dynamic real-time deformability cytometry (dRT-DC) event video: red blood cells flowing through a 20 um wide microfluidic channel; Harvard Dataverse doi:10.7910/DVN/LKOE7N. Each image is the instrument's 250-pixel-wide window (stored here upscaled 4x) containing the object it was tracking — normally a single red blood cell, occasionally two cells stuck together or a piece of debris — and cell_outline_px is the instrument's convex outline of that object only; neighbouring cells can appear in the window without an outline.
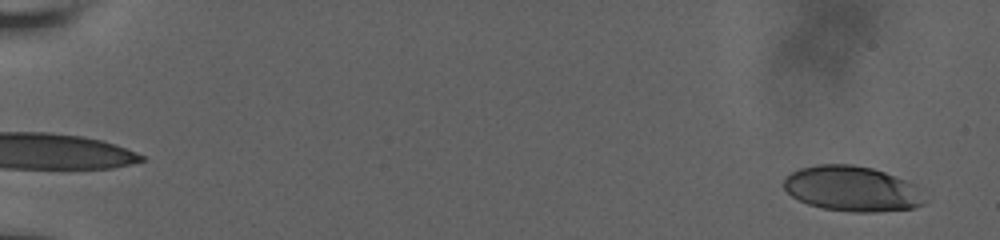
{"species": "human", "species_latin": "Homo sapiens", "temperature_condition": "room temperature", "stored_images_in_passage": 57, "camera_frame_rate_fps": 3000, "um_per_image_px": 0.085, "donor": {"sex": "male"}, "frame": {"image": 1, "passage_image": 3, "time_ms": 0.667, "image_size_px": [1000, 240], "cell_outline_px": [[924, 204], [912, 208], [876, 212], [852, 212], [824, 208], [808, 204], [792, 196], [784, 188], [784, 180], [792, 172], [800, 168], [816, 164], [852, 164], [872, 168], [896, 176], [916, 184]], "centroid_in_image_um": [72.41, 16.03], "position_along_channel_um": 12.6, "area_um2": 36.88}}
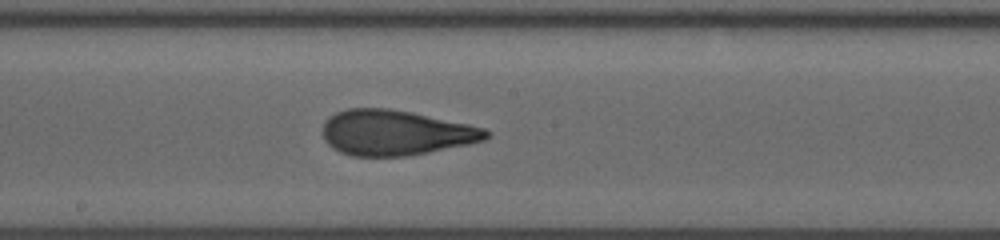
{"frame": {"image": 2, "passage_image": 34, "time_ms": 11.0, "image_size_px": [1000, 240], "cell_outline_px": [[492, 132], [484, 140], [468, 144], [408, 156], [352, 156], [340, 152], [332, 148], [324, 140], [320, 132], [324, 120], [328, 116], [336, 112], [348, 108], [388, 108], [412, 112], [468, 124], [484, 128]], "centroid_in_image_um": [33.56, 11.27], "position_along_channel_um": 214.6, "area_um2": 43.41}}
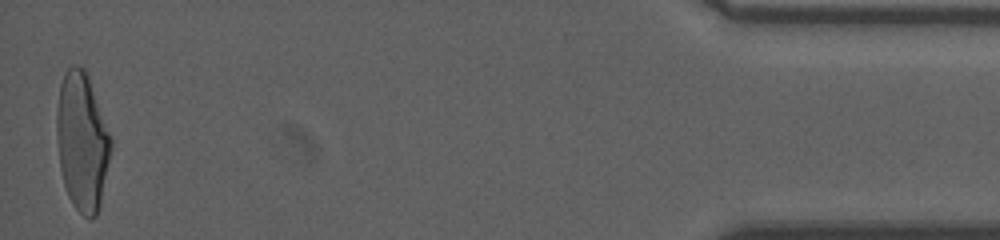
{"frame": {"image": 3, "passage_image": 57, "time_ms": 18.667, "image_size_px": [1000, 240], "cell_outline_px": [[112, 148], [100, 208], [96, 216], [92, 220], [88, 220], [72, 204], [68, 196], [64, 184], [60, 168], [56, 132], [56, 112], [60, 84], [64, 72], [72, 64], [76, 64], [84, 68], [88, 76], [112, 140]], "centroid_in_image_um": [6.98, 12.06], "position_along_channel_um": 428.2, "area_um2": 43.93}, "authors_computed_cell_mechanics": {"area_um2": 41.905, "velocity_mm_per_s": 3.825, "shape_relaxation_time_tau1_ms": 6.804, "shape_relaxation_time_tau2_ms": 1.136, "deformation_change_tau1": 0.2293, "deformation_change_tau2": 0.0907}}